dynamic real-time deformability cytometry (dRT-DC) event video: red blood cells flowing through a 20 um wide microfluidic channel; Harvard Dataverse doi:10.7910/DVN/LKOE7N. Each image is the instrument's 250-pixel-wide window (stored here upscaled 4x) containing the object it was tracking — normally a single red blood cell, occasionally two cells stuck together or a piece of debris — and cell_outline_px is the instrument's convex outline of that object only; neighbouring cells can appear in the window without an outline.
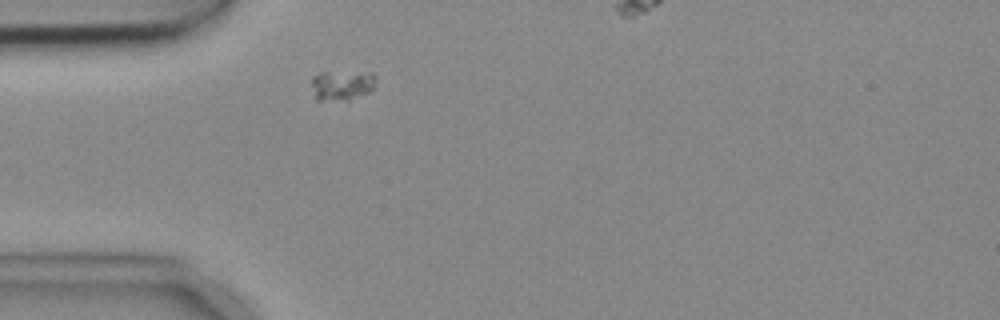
{"species": "common noctule bat (a hibernating species)", "species_latin": "Nyctalus noctula", "temperature_condition": "cold", "stored_images_in_passage": 2, "camera_frame_rate_fps": 3000, "um_per_image_px": 0.085, "animal": {"sex": "female", "body_mass_g": 18.4}, "frame": {"image": 1, "passage_image": 1, "time_ms": 0.0, "image_size_px": [1000, 320], "cell_outline_px": [[376, 76], [372, 88], [368, 92], [348, 100], [316, 100], [312, 84], [312, 76], [320, 72], [372, 72]], "centroid_in_image_um": [29.05, 7.22], "position_along_channel_um": 55.9, "area_um2": 11.16}}